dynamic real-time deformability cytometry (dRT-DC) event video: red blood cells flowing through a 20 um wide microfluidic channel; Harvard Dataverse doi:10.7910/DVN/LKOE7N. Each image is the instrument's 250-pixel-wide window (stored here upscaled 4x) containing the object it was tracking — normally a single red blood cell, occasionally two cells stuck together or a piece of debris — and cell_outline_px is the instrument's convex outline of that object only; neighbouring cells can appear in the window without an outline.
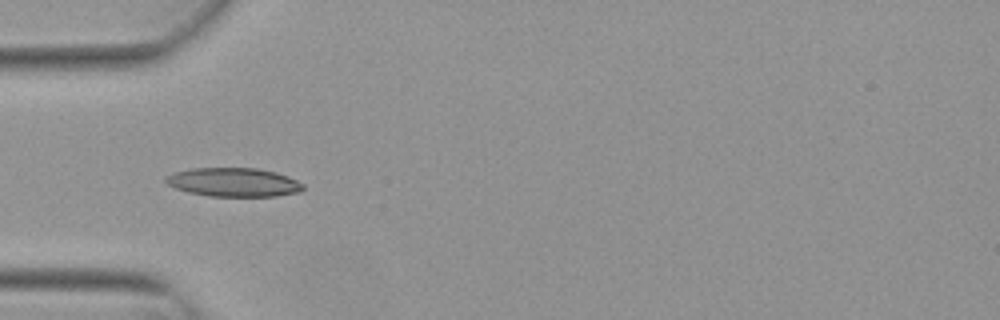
{"species": "Egyptian fruit bat (a non-hibernating species)", "species_latin": "Rousettus aegyptiacus", "temperature_condition": "warm", "stored_images_in_passage": 52, "camera_frame_rate_fps": 3000, "um_per_image_px": 0.085, "animal": {"sex": "female"}, "frame": {"image": 1, "passage_image": 16, "time_ms": 5.0, "image_size_px": [1000, 320], "cell_outline_px": [[304, 188], [300, 192], [276, 196], [208, 196], [188, 192], [176, 188], [168, 184], [164, 180], [164, 176], [176, 172], [192, 168], [256, 168], [276, 172], [288, 176], [304, 184]], "centroid_in_image_um": [19.87, 15.49], "position_along_channel_um": 65.1, "area_um2": 23.06}}
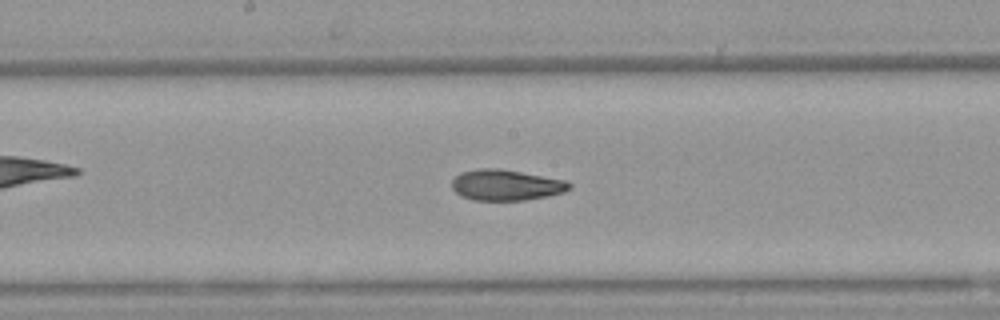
{"frame": {"image": 2, "passage_image": 27, "time_ms": 8.667, "image_size_px": [1000, 320], "cell_outline_px": [[572, 188], [564, 192], [548, 196], [524, 200], [472, 200], [460, 196], [452, 188], [452, 180], [460, 172], [480, 168], [496, 168], [520, 172], [564, 180], [572, 184]], "centroid_in_image_um": [42.99, 15.73], "position_along_channel_um": 205.2, "area_um2": 21.04}}
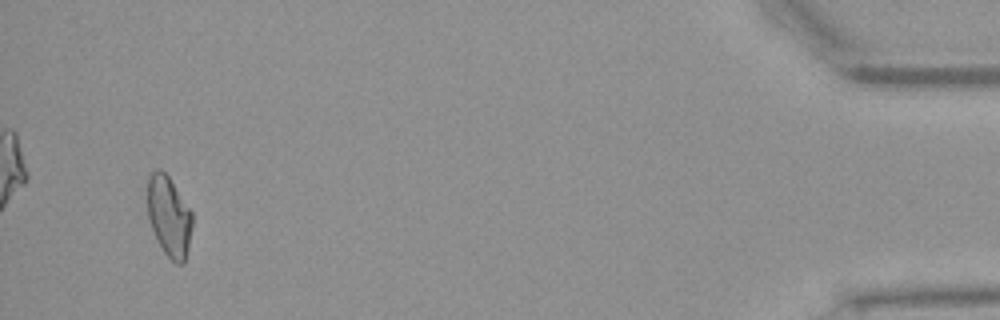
{"frame": {"image": 3, "passage_image": 50, "time_ms": 16.333, "image_size_px": [1000, 320], "cell_outline_px": [[192, 224], [188, 248], [184, 264], [176, 264], [164, 252], [148, 220], [148, 176], [156, 168], [160, 168], [168, 176], [192, 212]], "centroid_in_image_um": [14.36, 18.38], "position_along_channel_um": 420.8, "area_um2": 20.75}, "authors_computed_cell_mechanics": {"area_um2": 21.097, "velocity_mm_per_s": 3.8449, "shape_relaxation_time_tau1_ms": null, "shape_relaxation_time_tau2_ms": 3.41, "deformation_change_tau1": null, "deformation_change_tau2": 0.1051}}